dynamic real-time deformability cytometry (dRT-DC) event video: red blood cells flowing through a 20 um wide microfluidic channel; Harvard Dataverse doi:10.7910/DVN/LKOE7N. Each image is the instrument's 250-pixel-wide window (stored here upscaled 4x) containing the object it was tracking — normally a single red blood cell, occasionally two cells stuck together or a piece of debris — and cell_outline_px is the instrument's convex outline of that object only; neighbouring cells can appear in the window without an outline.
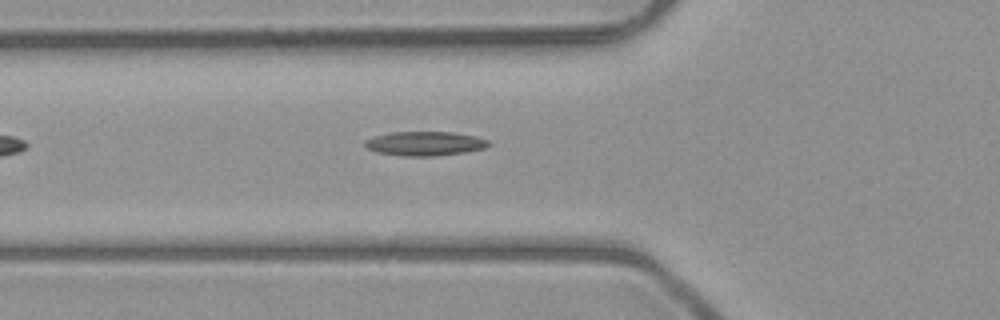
{"species": "common noctule bat (a hibernating species)", "species_latin": "Nyctalus noctula", "temperature_condition": "room temperature", "stored_images_in_passage": 4, "camera_frame_rate_fps": 3000, "um_per_image_px": 0.085, "animal": {"sex": "male", "body_mass_g": 23.1, "forearm_length_mm": 52.7}, "frame": {"image": 1, "passage_image": 4, "time_ms": 4.333, "image_size_px": [1000, 320], "cell_outline_px": [[492, 144], [484, 148], [464, 152], [432, 156], [408, 156], [380, 152], [364, 148], [364, 140], [376, 136], [392, 132], [452, 132], [476, 136], [488, 140]], "centroid_in_image_um": [36.13, 12.19], "position_along_channel_um": 89.7, "area_um2": 17.28}}